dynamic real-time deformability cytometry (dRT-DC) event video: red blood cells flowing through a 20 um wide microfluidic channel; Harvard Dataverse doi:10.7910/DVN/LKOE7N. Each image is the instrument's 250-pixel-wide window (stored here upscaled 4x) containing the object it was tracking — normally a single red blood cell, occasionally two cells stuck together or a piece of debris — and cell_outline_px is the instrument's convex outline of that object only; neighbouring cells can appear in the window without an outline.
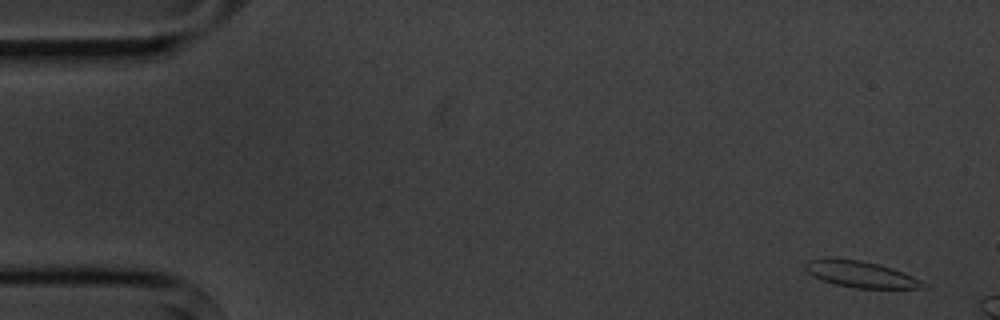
{"species": "common noctule bat (a hibernating species)", "species_latin": "Nyctalus noctula", "temperature_condition": "cold", "stored_images_in_passage": 4, "camera_frame_rate_fps": 3000, "um_per_image_px": 0.085, "animal": {"sex": "male", "body_mass_g": 20.1, "forearm_length_mm": 53.5}, "frame": {"image": 1, "passage_image": 1, "time_ms": 0.0, "image_size_px": [1000, 320], "cell_outline_px": [[928, 284], [920, 288], [856, 288], [836, 284], [812, 276], [804, 268], [804, 264], [808, 260], [828, 256], [836, 256], [860, 260], [880, 264], [892, 268], [912, 276]], "centroid_in_image_um": [73.08, 23.27], "position_along_channel_um": 11.9, "area_um2": 18.32}}